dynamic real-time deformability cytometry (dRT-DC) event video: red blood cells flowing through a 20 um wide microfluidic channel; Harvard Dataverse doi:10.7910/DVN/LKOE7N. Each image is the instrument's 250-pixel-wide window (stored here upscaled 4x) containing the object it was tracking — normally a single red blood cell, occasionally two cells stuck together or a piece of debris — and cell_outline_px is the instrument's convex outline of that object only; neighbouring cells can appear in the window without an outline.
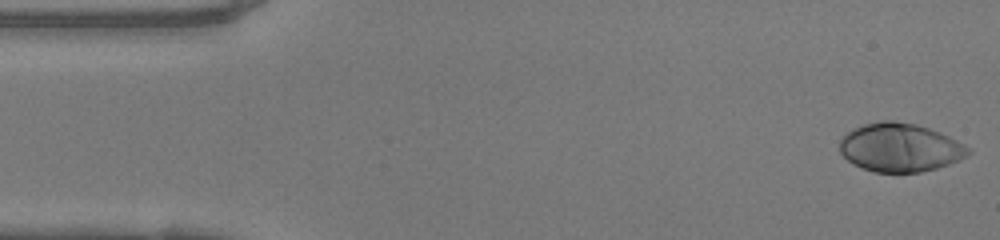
{"species": "human", "species_latin": "Homo sapiens", "temperature_condition": "warm", "stored_images_in_passage": 48, "camera_frame_rate_fps": 3000, "um_per_image_px": 0.085, "donor": {"sex": "female"}, "frame": {"image": 1, "passage_image": 1, "time_ms": 0.0, "image_size_px": [1000, 240], "cell_outline_px": [[972, 152], [960, 160], [936, 168], [920, 172], [872, 172], [848, 160], [840, 152], [840, 140], [852, 128], [864, 124], [880, 120], [892, 120], [916, 124], [940, 132], [964, 144]], "centroid_in_image_um": [76.5, 12.53], "position_along_channel_um": 8.5, "area_um2": 36.18}}
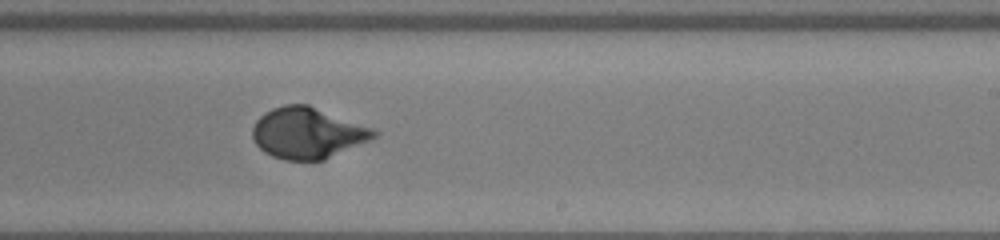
{"frame": {"image": 2, "passage_image": 28, "time_ms": 9.0, "image_size_px": [1000, 240], "cell_outline_px": [[380, 132], [376, 136], [368, 140], [324, 160], [284, 160], [272, 156], [264, 152], [256, 144], [252, 136], [252, 128], [256, 120], [264, 112], [272, 108], [284, 104], [308, 104], [372, 128]], "centroid_in_image_um": [26.1, 11.3], "position_along_channel_um": 262.9, "area_um2": 35.95}}
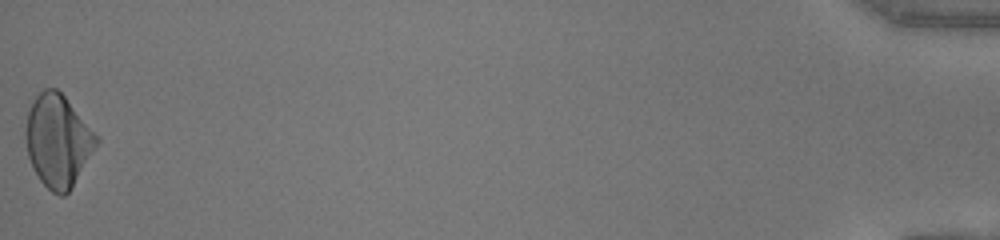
{"frame": {"image": 3, "passage_image": 48, "time_ms": 15.667, "image_size_px": [1000, 240], "cell_outline_px": [[100, 140], [72, 188], [64, 196], [60, 196], [52, 192], [40, 180], [32, 168], [28, 156], [24, 136], [24, 128], [28, 112], [36, 96], [44, 88], [56, 88], [64, 96], [100, 136]], "centroid_in_image_um": [4.92, 11.97], "position_along_channel_um": 430.3, "area_um2": 38.32}, "authors_computed_cell_mechanics": {"area_um2": 35.8938, "velocity_mm_per_s": 4.1608, "shape_relaxation_time_tau1_ms": 3.9082, "shape_relaxation_time_tau2_ms": null, "deformation_change_tau1": 0.2104, "deformation_change_tau2": null}}